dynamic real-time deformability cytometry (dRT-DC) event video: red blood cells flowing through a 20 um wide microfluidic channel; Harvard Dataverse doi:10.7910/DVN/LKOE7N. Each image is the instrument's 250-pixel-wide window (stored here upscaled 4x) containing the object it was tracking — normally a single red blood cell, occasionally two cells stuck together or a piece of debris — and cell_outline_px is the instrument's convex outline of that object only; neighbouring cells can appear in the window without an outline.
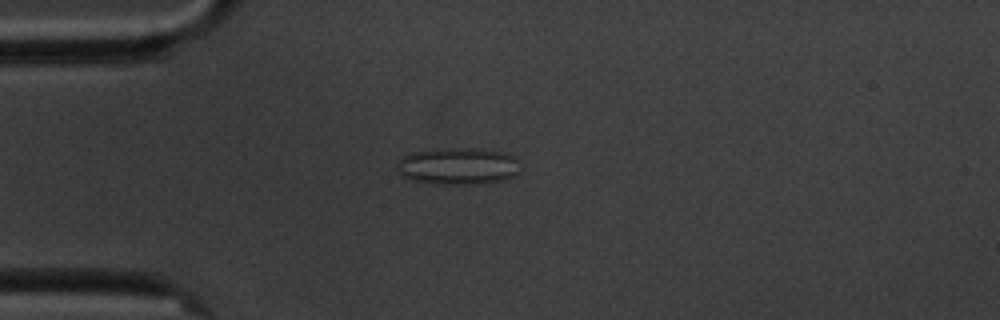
{"species": "common noctule bat (a hibernating species)", "species_latin": "Nyctalus noctula", "temperature_condition": "cold", "stored_images_in_passage": 10, "camera_frame_rate_fps": 3000, "um_per_image_px": 0.085, "animal": {"sex": "male", "body_mass_g": 20.1, "forearm_length_mm": 53.5}, "frame": {"image": 1, "passage_image": 4, "time_ms": 3.667, "image_size_px": [1000, 320], "cell_outline_px": [[516, 172], [512, 176], [500, 180], [480, 184], [432, 184], [412, 180], [396, 172], [396, 164], [404, 156], [412, 152], [432, 148], [476, 148], [500, 152], [512, 156], [516, 160]], "centroid_in_image_um": [38.82, 14.12], "position_along_channel_um": 46.2, "area_um2": 26.41}}
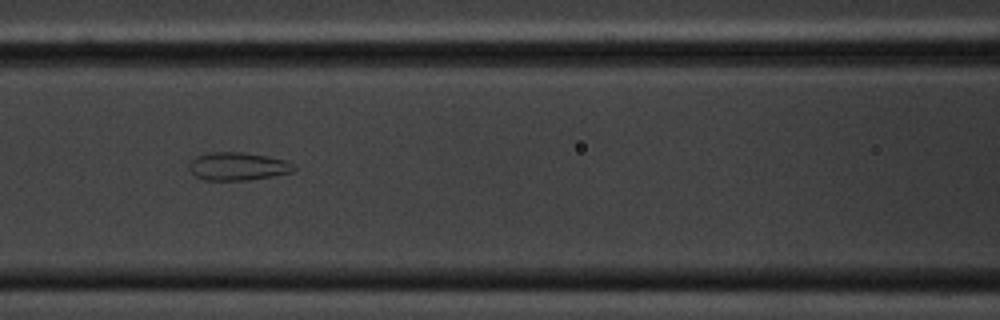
{"frame": {"image": 2, "passage_image": 7, "time_ms": 7.0, "image_size_px": [1000, 320], "cell_outline_px": [[296, 168], [292, 172], [272, 176], [248, 180], [204, 180], [196, 176], [188, 168], [188, 164], [196, 156], [208, 152], [244, 152], [288, 160], [296, 164]], "centroid_in_image_um": [20.24, 14.13], "position_along_channel_um": 146.4, "area_um2": 17.28}}
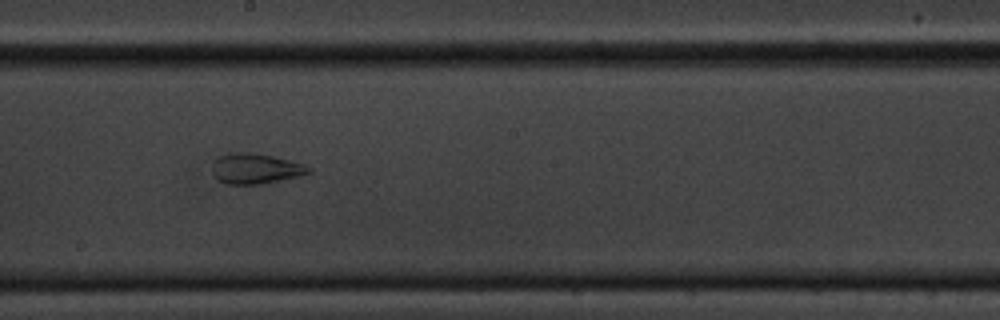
{"frame": {"image": 3, "passage_image": 9, "time_ms": 9.333, "image_size_px": [1000, 320], "cell_outline_px": [[312, 172], [300, 176], [264, 184], [224, 184], [216, 180], [212, 172], [216, 160], [220, 156], [228, 152], [252, 152], [272, 156], [304, 164], [312, 168]], "centroid_in_image_um": [21.73, 14.34], "position_along_channel_um": 226.5, "area_um2": 17.22}}